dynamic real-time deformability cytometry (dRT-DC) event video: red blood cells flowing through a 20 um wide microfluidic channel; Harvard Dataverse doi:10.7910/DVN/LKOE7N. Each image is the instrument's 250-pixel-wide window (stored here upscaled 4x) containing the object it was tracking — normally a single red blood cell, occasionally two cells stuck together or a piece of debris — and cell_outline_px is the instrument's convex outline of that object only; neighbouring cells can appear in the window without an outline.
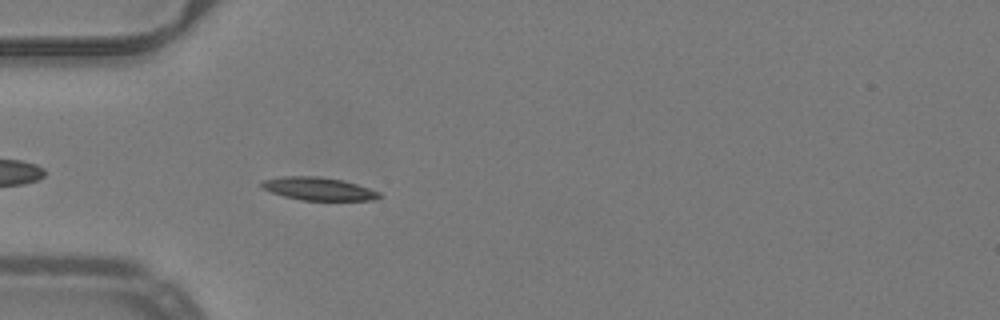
{"species": "common noctule bat (a hibernating species)", "species_latin": "Nyctalus noctula", "temperature_condition": "warm", "stored_images_in_passage": 40, "camera_frame_rate_fps": 3000, "um_per_image_px": 0.085, "animal": {"sex": "male", "body_mass_g": 19.2, "forearm_length_mm": 51.8}, "frame": {"image": 1, "passage_image": 4, "time_ms": 1.0, "image_size_px": [1000, 320], "cell_outline_px": [[384, 196], [376, 200], [300, 200], [284, 196], [272, 192], [264, 188], [260, 184], [264, 180], [280, 176], [320, 176], [344, 180], [380, 192]], "centroid_in_image_um": [27.12, 16.04], "position_along_channel_um": 57.9, "area_um2": 15.78}}
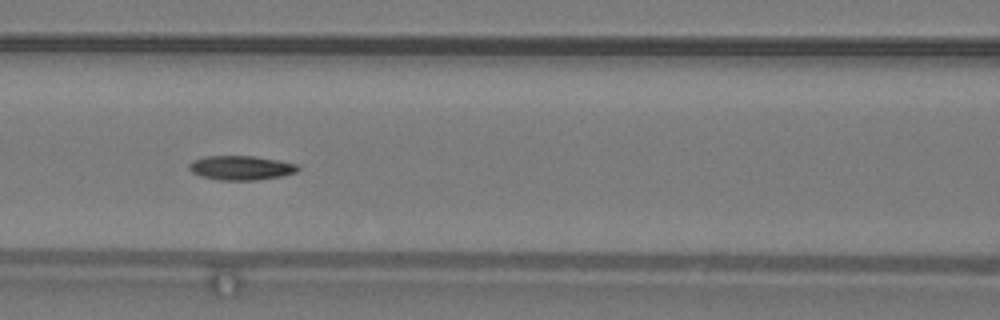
{"frame": {"image": 2, "passage_image": 11, "time_ms": 3.333, "image_size_px": [1000, 320], "cell_outline_px": [[300, 168], [296, 172], [284, 176], [256, 180], [216, 180], [200, 176], [192, 172], [188, 168], [188, 164], [192, 160], [204, 156], [252, 156], [280, 160], [296, 164]], "centroid_in_image_um": [20.46, 14.27], "position_along_channel_um": 146.1, "area_um2": 15.61}}
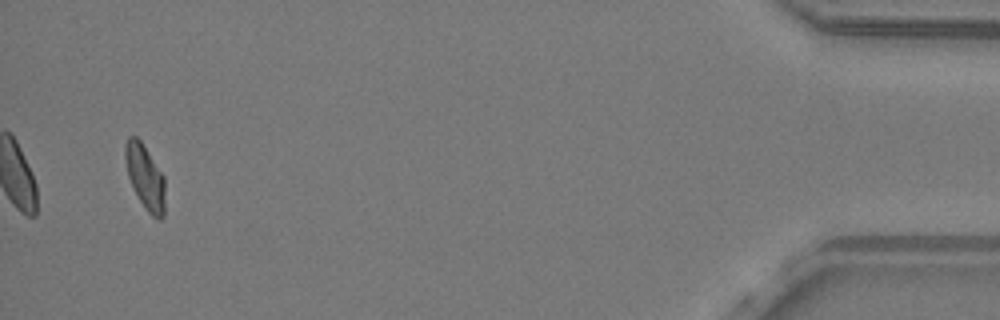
{"frame": {"image": 3, "passage_image": 38, "time_ms": 12.333, "image_size_px": [1000, 320], "cell_outline_px": [[164, 216], [160, 220], [156, 220], [148, 212], [140, 200], [128, 176], [124, 156], [124, 144], [128, 136], [136, 136], [140, 140], [164, 176]], "centroid_in_image_um": [12.33, 15.03], "position_along_channel_um": 422.9, "area_um2": 14.85}, "authors_computed_cell_mechanics": {"area_um2": 15.2592, "velocity_mm_per_s": 3.9895, "shape_relaxation_time_tau1_ms": 7.2773, "shape_relaxation_time_tau2_ms": 5.7451, "deformation_change_tau1": 0.1964, "deformation_change_tau2": 0.1091}}